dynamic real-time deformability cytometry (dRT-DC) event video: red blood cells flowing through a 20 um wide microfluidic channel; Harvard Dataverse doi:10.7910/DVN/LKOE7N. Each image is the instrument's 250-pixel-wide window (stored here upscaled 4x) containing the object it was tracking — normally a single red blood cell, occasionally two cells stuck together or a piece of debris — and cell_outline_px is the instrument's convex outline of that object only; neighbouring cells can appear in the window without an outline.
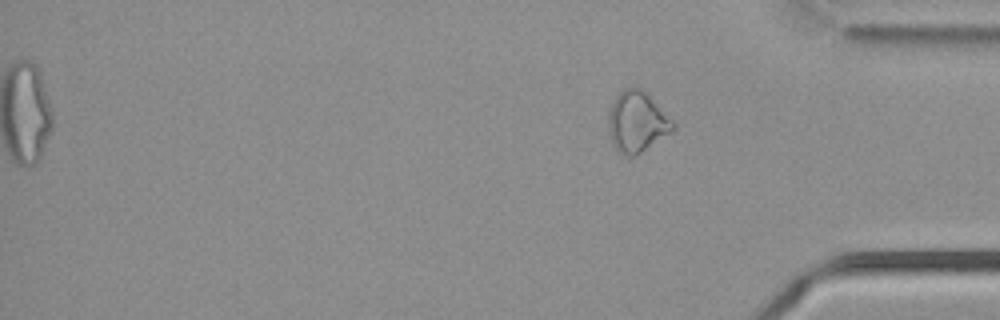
{"species": "common noctule bat (a hibernating species)", "species_latin": "Nyctalus noctula", "temperature_condition": "cold", "stored_images_in_passage": 51, "segment_of_instrument_passage": [2, 2], "camera_frame_rate_fps": 3000, "um_per_image_px": 0.085, "animal": {"sex": "male", "body_mass_g": 21.5, "forearm_length_mm": 52.0}, "frame": {"image": 1, "passage_image": 51, "time_ms": 16.667, "image_size_px": [1000, 320], "cell_outline_px": [[676, 128], [636, 156], [628, 156], [616, 152], [608, 136], [608, 112], [612, 100], [624, 88], [632, 84], [644, 88], [676, 124]], "centroid_in_image_um": [54.11, 10.32], "position_along_channel_um": 381.1, "area_um2": 23.58}}